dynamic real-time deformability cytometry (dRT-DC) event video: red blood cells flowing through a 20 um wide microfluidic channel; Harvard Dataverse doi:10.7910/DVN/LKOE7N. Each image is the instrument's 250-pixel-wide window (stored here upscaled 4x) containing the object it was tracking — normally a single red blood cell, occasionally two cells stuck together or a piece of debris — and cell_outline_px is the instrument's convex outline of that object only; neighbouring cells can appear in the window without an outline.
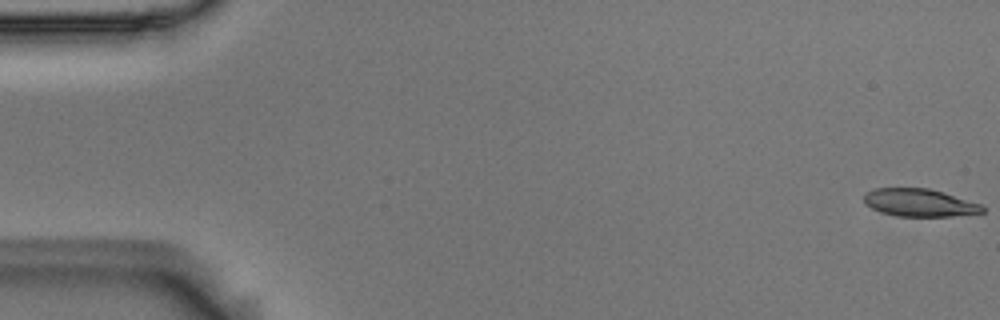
{"species": "Egyptian fruit bat (a non-hibernating species)", "species_latin": "Rousettus aegyptiacus", "temperature_condition": "room temperature", "stored_images_in_passage": 10, "camera_frame_rate_fps": 3000, "um_per_image_px": 0.085, "animal": {"sex": "male"}, "frame": {"image": 1, "passage_image": 1, "time_ms": 0.0, "image_size_px": [1000, 320], "cell_outline_px": [[984, 212], [952, 216], [896, 216], [872, 208], [864, 204], [864, 192], [872, 188], [928, 188], [944, 192], [980, 204], [984, 208]], "centroid_in_image_um": [78.12, 17.21], "position_along_channel_um": 6.9, "area_um2": 19.07}}